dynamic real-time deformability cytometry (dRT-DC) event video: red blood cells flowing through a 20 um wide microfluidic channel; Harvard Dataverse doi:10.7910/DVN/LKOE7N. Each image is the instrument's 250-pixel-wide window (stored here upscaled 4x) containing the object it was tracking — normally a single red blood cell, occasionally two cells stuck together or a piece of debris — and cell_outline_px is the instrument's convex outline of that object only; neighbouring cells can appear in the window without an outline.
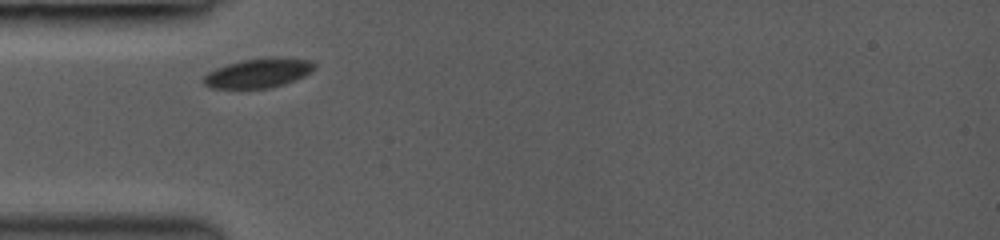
{"species": "common noctule bat (a hibernating species)", "species_latin": "Nyctalus noctula", "temperature_condition": "room temperature", "stored_images_in_passage": 4, "camera_frame_rate_fps": 3000, "um_per_image_px": 0.085, "animal": {"sex": "female", "body_mass_g": 19.0, "forearm_length_mm": 53.3}, "frame": {"image": 1, "passage_image": 1, "time_ms": 0.0, "image_size_px": [1000, 240], "cell_outline_px": [[316, 68], [312, 72], [296, 80], [284, 84], [268, 88], [212, 88], [204, 84], [204, 76], [208, 72], [216, 68], [228, 64], [244, 60], [272, 56], [280, 56], [312, 60], [316, 64]], "centroid_in_image_um": [22.04, 6.19], "position_along_channel_um": 63.0, "area_um2": 19.19}}
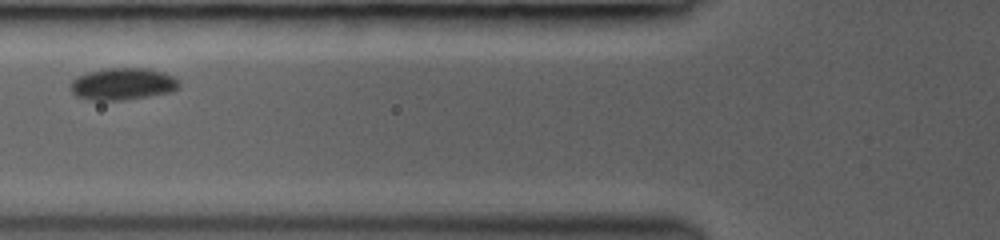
{"frame": {"image": 2, "passage_image": 2, "time_ms": 1.333, "image_size_px": [1000, 240], "cell_outline_px": [[180, 88], [172, 92], [124, 100], [92, 100], [76, 96], [72, 92], [68, 84], [72, 80], [88, 72], [104, 68], [148, 68], [164, 72], [180, 80]], "centroid_in_image_um": [10.46, 7.13], "position_along_channel_um": 115.3, "area_um2": 20.46}}
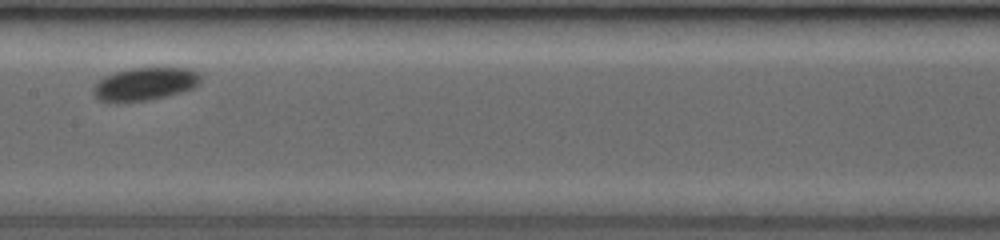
{"frame": {"image": 3, "passage_image": 4, "time_ms": 3.333, "image_size_px": [1000, 240], "cell_outline_px": [[204, 76], [200, 84], [192, 88], [180, 92], [148, 100], [116, 104], [100, 100], [92, 92], [92, 88], [104, 76], [128, 68], [188, 68], [200, 72]], "centroid_in_image_um": [12.33, 7.14], "position_along_channel_um": 195.1, "area_um2": 20.92}}